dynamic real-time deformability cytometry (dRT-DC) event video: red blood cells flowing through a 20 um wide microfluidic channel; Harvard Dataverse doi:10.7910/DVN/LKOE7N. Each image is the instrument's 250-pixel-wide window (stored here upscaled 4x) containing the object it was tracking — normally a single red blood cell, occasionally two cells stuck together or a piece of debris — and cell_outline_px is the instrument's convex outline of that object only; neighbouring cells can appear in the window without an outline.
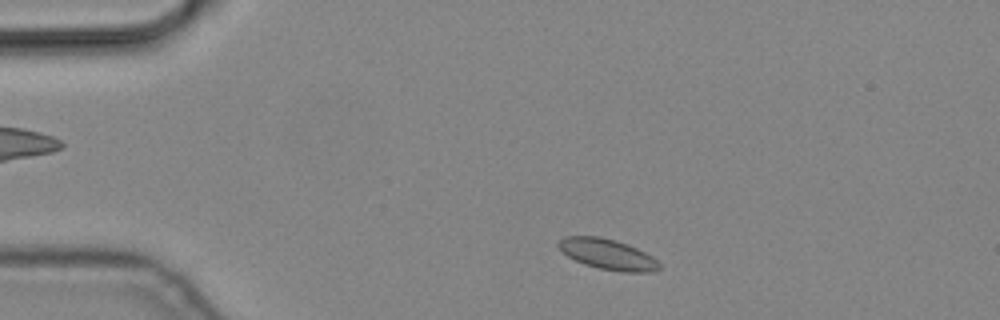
{"species": "common noctule bat (a hibernating species)", "species_latin": "Nyctalus noctula", "temperature_condition": "cold", "stored_images_in_passage": 4, "camera_frame_rate_fps": 3000, "um_per_image_px": 0.085, "animal": {"sex": "male", "body_mass_g": 19.2, "forearm_length_mm": 51.8}, "frame": {"image": 1, "passage_image": 1, "time_ms": 0.0, "image_size_px": [1000, 320], "cell_outline_px": [[660, 268], [652, 272], [620, 272], [600, 268], [584, 264], [568, 256], [556, 244], [564, 236], [596, 236], [616, 240], [636, 248], [652, 256], [660, 264]], "centroid_in_image_um": [51.65, 21.61], "position_along_channel_um": 33.3, "area_um2": 17.74}}
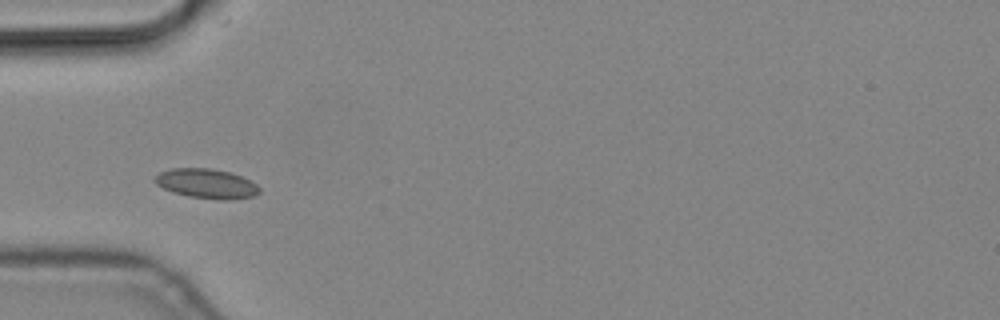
{"frame": {"image": 2, "passage_image": 3, "time_ms": 0.667, "image_size_px": [1000, 320], "cell_outline_px": [[260, 192], [256, 196], [232, 200], [224, 200], [188, 196], [172, 192], [156, 184], [152, 180], [160, 172], [172, 168], [208, 168], [228, 172], [240, 176], [256, 184], [260, 188]], "centroid_in_image_um": [17.56, 15.62], "position_along_channel_um": 67.4, "area_um2": 17.98}}
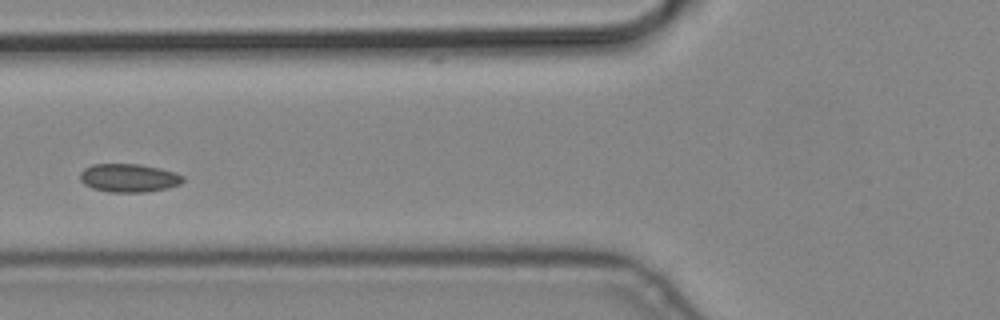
{"frame": {"image": 3, "passage_image": 4, "time_ms": 1.0, "image_size_px": [1000, 320], "cell_outline_px": [[184, 180], [180, 184], [168, 188], [148, 192], [108, 192], [92, 188], [84, 184], [80, 180], [80, 172], [84, 168], [92, 164], [140, 164], [160, 168], [176, 172], [184, 176]], "centroid_in_image_um": [10.96, 15.12], "position_along_channel_um": 114.8, "area_um2": 17.22}}